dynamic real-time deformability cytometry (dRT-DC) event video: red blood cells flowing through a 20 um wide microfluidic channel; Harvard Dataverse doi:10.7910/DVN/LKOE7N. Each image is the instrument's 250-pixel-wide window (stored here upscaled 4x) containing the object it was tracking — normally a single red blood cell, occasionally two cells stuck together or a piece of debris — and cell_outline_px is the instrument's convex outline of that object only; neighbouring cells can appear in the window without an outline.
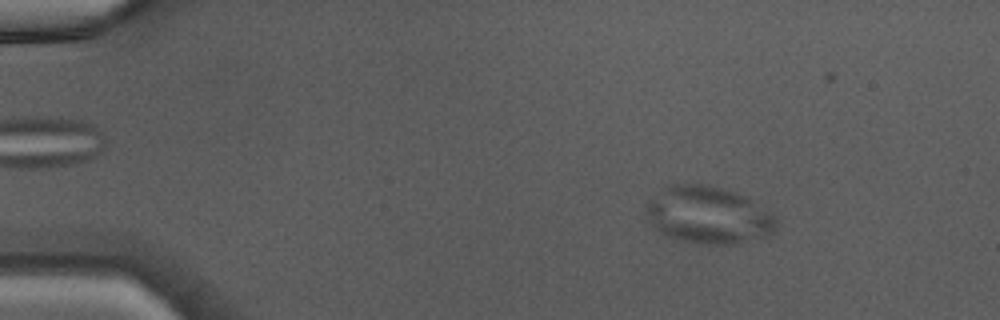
{"species": "Egyptian fruit bat (a non-hibernating species)", "species_latin": "Rousettus aegyptiacus", "temperature_condition": "warm", "stored_images_in_passage": 46, "camera_frame_rate_fps": 3000, "um_per_image_px": 0.085, "animal": {"sex": "male"}, "frame": {"image": 1, "passage_image": 7, "time_ms": 2.0, "image_size_px": [1000, 320], "cell_outline_px": [[776, 228], [772, 236], [740, 244], [700, 244], [680, 240], [668, 236], [656, 228], [648, 220], [644, 212], [644, 204], [648, 200], [668, 184], [708, 184], [744, 196], [776, 216]], "centroid_in_image_um": [60.2, 18.3], "position_along_channel_um": 24.8, "area_um2": 43.81}}